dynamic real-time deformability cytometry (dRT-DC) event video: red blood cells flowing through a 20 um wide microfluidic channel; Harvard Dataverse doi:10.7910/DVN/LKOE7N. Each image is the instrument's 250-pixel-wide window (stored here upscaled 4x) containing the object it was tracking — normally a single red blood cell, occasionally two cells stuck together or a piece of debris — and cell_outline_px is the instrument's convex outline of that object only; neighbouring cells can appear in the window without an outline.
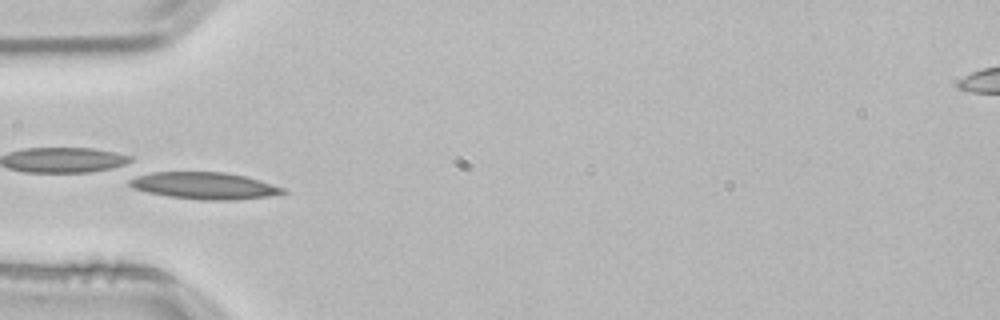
{"species": "common noctule bat (a hibernating species)", "species_latin": "Nyctalus noctula", "temperature_condition": "room temperature", "stored_images_in_passage": 1, "camera_frame_rate_fps": 3000, "um_per_image_px": 0.085, "animal": {"sex": "male", "body_mass_g": 21.5, "forearm_length_mm": 52.0}, "frame": {"image": 1, "passage_image": 1, "time_ms": 0.0, "image_size_px": [1000, 320], "cell_outline_px": [[288, 192], [268, 196], [236, 200], [204, 200], [168, 196], [148, 192], [132, 188], [128, 184], [128, 176], [152, 172], [224, 172], [244, 176], [260, 180], [284, 188]], "centroid_in_image_um": [17.31, 15.77], "position_along_channel_um": 67.7, "area_um2": 24.16}}